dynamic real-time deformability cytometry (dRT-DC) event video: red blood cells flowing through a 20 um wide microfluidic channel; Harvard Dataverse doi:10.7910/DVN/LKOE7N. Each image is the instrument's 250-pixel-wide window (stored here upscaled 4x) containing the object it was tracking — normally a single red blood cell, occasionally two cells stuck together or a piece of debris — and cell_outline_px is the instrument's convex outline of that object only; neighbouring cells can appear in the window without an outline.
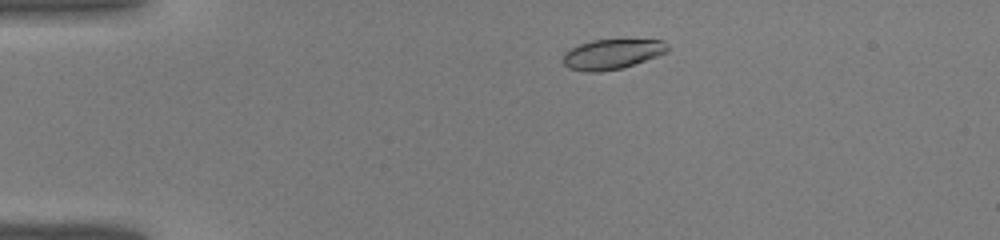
{"species": "common noctule bat (a hibernating species)", "species_latin": "Nyctalus noctula", "temperature_condition": "warm", "stored_images_in_passage": 39, "camera_frame_rate_fps": 3000, "um_per_image_px": 0.085, "animal": {"sex": "male", "body_mass_g": 19.0, "forearm_length_mm": 50.8}, "frame": {"image": 1, "passage_image": 5, "time_ms": 1.333, "image_size_px": [1000, 240], "cell_outline_px": [[668, 52], [620, 68], [600, 72], [588, 72], [568, 68], [560, 60], [564, 52], [580, 44], [592, 40], [664, 40], [668, 44]], "centroid_in_image_um": [51.98, 4.6], "position_along_channel_um": 33.0, "area_um2": 18.15}}
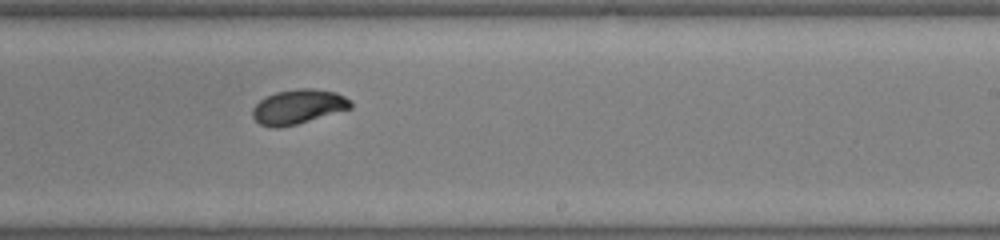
{"frame": {"image": 2, "passage_image": 23, "time_ms": 7.333, "image_size_px": [1000, 240], "cell_outline_px": [[352, 108], [296, 124], [280, 128], [276, 128], [260, 124], [252, 116], [252, 108], [264, 96], [276, 92], [300, 88], [312, 88], [336, 92], [352, 100]], "centroid_in_image_um": [25.34, 9.06], "position_along_channel_um": 263.7, "area_um2": 19.77}}
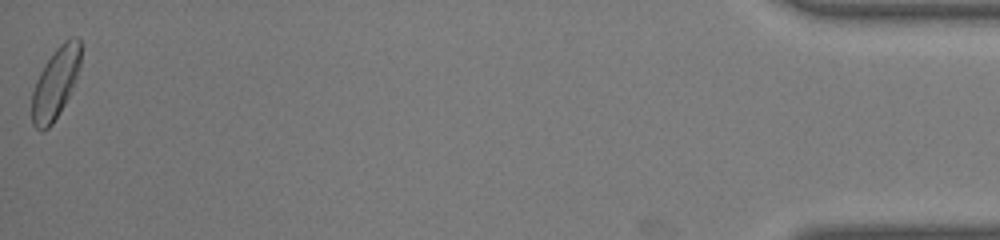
{"frame": {"image": 3, "passage_image": 39, "time_ms": 12.667, "image_size_px": [1000, 240], "cell_outline_px": [[80, 64], [76, 76], [68, 96], [64, 104], [52, 124], [44, 132], [40, 132], [32, 124], [32, 92], [36, 80], [44, 64], [56, 48], [64, 40], [72, 36], [76, 36], [80, 40]], "centroid_in_image_um": [4.69, 7.07], "position_along_channel_um": 430.5, "area_um2": 20.0}}